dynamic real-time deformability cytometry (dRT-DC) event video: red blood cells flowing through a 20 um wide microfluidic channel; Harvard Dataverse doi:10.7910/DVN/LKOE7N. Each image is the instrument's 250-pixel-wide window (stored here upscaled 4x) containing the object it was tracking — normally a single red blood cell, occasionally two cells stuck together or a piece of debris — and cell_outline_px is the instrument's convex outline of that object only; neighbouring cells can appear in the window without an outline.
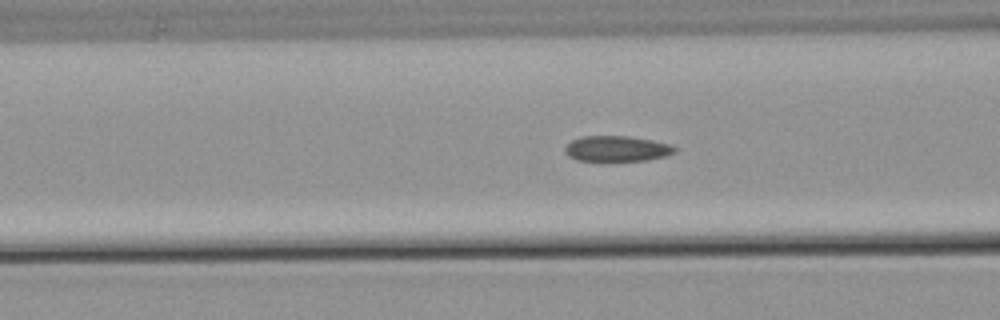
{"species": "common noctule bat (a hibernating species)", "species_latin": "Nyctalus noctula", "temperature_condition": "warm", "stored_images_in_passage": 40, "camera_frame_rate_fps": 3000, "um_per_image_px": 0.085, "animal": {"sex": "male", "body_mass_g": 21.5, "forearm_length_mm": 52.0}, "frame": {"image": 1, "passage_image": 7, "time_ms": 2.0, "image_size_px": [1000, 320], "cell_outline_px": [[676, 152], [668, 156], [648, 160], [576, 160], [568, 156], [564, 152], [564, 148], [572, 140], [580, 136], [628, 136], [652, 140], [668, 144], [676, 148]], "centroid_in_image_um": [52.43, 12.63], "position_along_channel_um": 114.2, "area_um2": 16.3}}
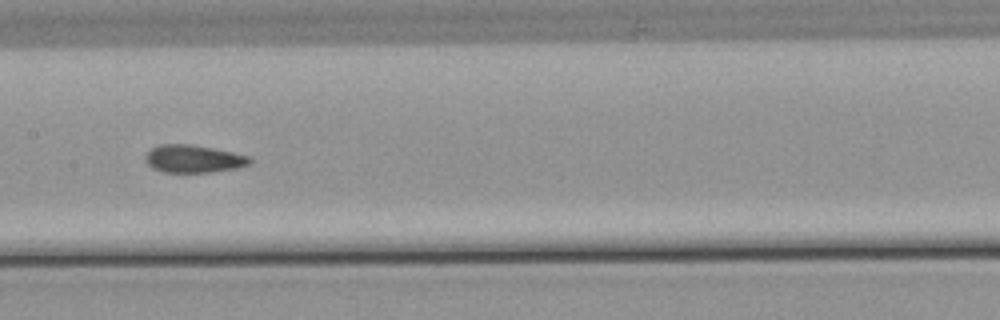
{"frame": {"image": 2, "passage_image": 13, "time_ms": 4.0, "image_size_px": [1000, 320], "cell_outline_px": [[252, 160], [248, 164], [236, 168], [212, 172], [164, 172], [152, 168], [144, 160], [144, 156], [152, 148], [160, 144], [192, 144], [232, 152], [248, 156]], "centroid_in_image_um": [16.41, 13.5], "position_along_channel_um": 191.0, "area_um2": 16.76}}
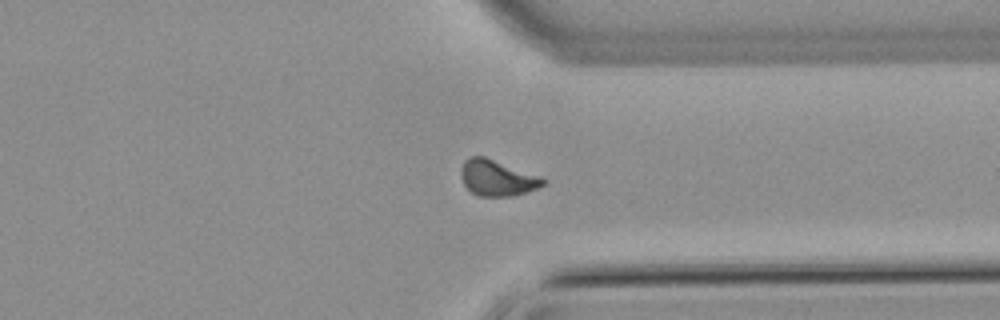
{"frame": {"image": 3, "passage_image": 27, "time_ms": 8.667, "image_size_px": [1000, 320], "cell_outline_px": [[548, 180], [544, 184], [536, 188], [512, 196], [480, 196], [472, 192], [464, 184], [460, 172], [464, 160], [468, 156], [484, 156]], "centroid_in_image_um": [42.21, 15.12], "position_along_channel_um": 369.2, "area_um2": 16.76}}